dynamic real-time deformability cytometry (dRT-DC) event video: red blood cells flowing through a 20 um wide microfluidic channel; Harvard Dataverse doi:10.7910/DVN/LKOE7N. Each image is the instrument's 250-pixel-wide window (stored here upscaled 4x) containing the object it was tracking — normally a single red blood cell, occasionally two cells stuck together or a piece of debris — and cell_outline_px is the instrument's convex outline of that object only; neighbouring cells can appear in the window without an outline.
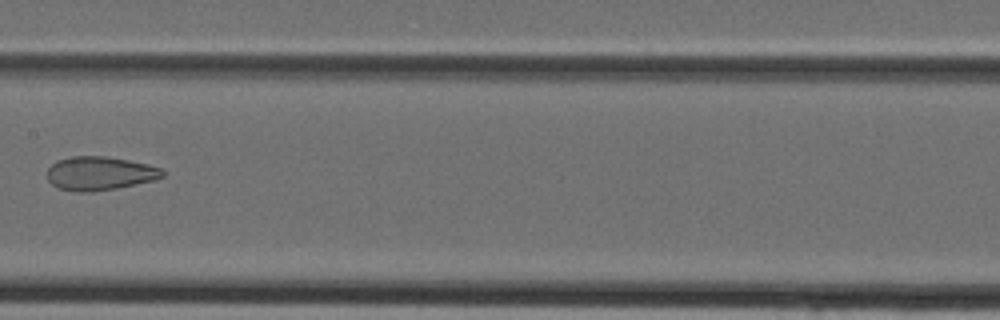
{"species": "Egyptian fruit bat (a non-hibernating species)", "species_latin": "Rousettus aegyptiacus", "temperature_condition": "cold", "stored_images_in_passage": 30, "camera_frame_rate_fps": 3000, "um_per_image_px": 0.085, "animal": {"sex": "female"}, "frame": {"image": 1, "passage_image": 11, "time_ms": 3.333, "image_size_px": [1000, 320], "cell_outline_px": [[164, 176], [152, 180], [116, 188], [92, 192], [76, 192], [56, 188], [48, 180], [48, 168], [56, 160], [68, 156], [104, 156], [128, 160], [148, 164], [164, 168]], "centroid_in_image_um": [8.45, 14.73], "position_along_channel_um": 198.9, "area_um2": 22.77}}
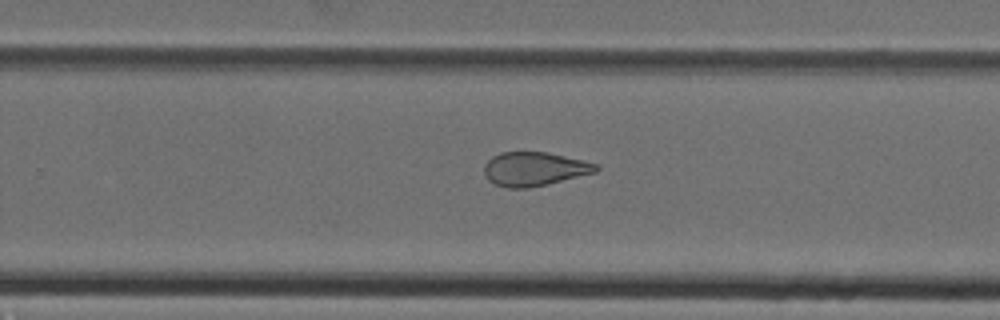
{"frame": {"image": 2, "passage_image": 16, "time_ms": 5.0, "image_size_px": [1000, 320], "cell_outline_px": [[600, 168], [596, 172], [528, 188], [508, 188], [496, 184], [488, 180], [484, 176], [484, 164], [492, 156], [500, 152], [548, 152], [584, 160], [600, 164]], "centroid_in_image_um": [45.42, 14.35], "position_along_channel_um": 284.4, "area_um2": 22.14}}
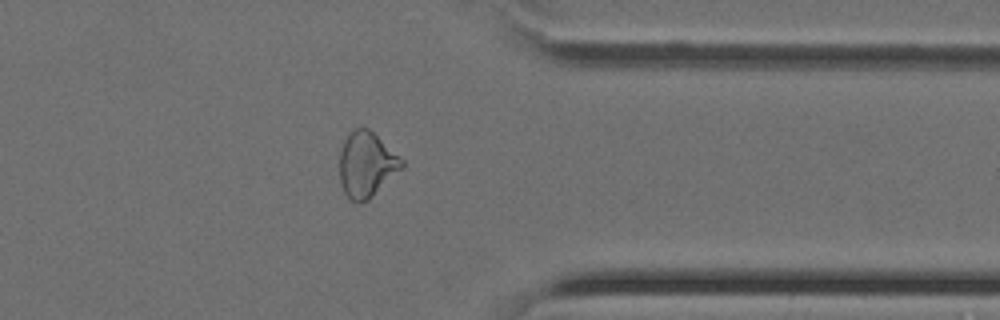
{"frame": {"image": 3, "passage_image": 22, "time_ms": 7.0, "image_size_px": [1000, 320], "cell_outline_px": [[404, 168], [368, 200], [360, 204], [352, 200], [344, 192], [340, 184], [340, 152], [344, 140], [356, 128], [368, 128], [404, 160]], "centroid_in_image_um": [31.17, 14.02], "position_along_channel_um": 380.2, "area_um2": 23.58}}